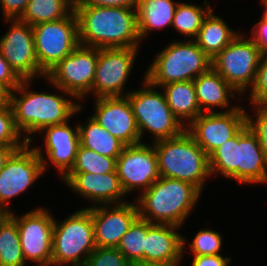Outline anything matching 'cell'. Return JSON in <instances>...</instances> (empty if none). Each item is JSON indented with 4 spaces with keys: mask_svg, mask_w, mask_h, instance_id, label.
Segmentation results:
<instances>
[{
    "mask_svg": "<svg viewBox=\"0 0 267 266\" xmlns=\"http://www.w3.org/2000/svg\"><path fill=\"white\" fill-rule=\"evenodd\" d=\"M10 92L0 84V106L9 104Z\"/></svg>",
    "mask_w": 267,
    "mask_h": 266,
    "instance_id": "44",
    "label": "cell"
},
{
    "mask_svg": "<svg viewBox=\"0 0 267 266\" xmlns=\"http://www.w3.org/2000/svg\"><path fill=\"white\" fill-rule=\"evenodd\" d=\"M231 257L223 255H200L193 256L191 266H229Z\"/></svg>",
    "mask_w": 267,
    "mask_h": 266,
    "instance_id": "42",
    "label": "cell"
},
{
    "mask_svg": "<svg viewBox=\"0 0 267 266\" xmlns=\"http://www.w3.org/2000/svg\"><path fill=\"white\" fill-rule=\"evenodd\" d=\"M80 145L93 150L106 157H118L125 145L104 127L99 125L92 117L87 123L79 125Z\"/></svg>",
    "mask_w": 267,
    "mask_h": 266,
    "instance_id": "27",
    "label": "cell"
},
{
    "mask_svg": "<svg viewBox=\"0 0 267 266\" xmlns=\"http://www.w3.org/2000/svg\"><path fill=\"white\" fill-rule=\"evenodd\" d=\"M63 181L74 192L87 201H93V206L113 205L124 202L125 194L117 172L95 174L87 172H68Z\"/></svg>",
    "mask_w": 267,
    "mask_h": 266,
    "instance_id": "20",
    "label": "cell"
},
{
    "mask_svg": "<svg viewBox=\"0 0 267 266\" xmlns=\"http://www.w3.org/2000/svg\"><path fill=\"white\" fill-rule=\"evenodd\" d=\"M29 0H0L3 19H19Z\"/></svg>",
    "mask_w": 267,
    "mask_h": 266,
    "instance_id": "39",
    "label": "cell"
},
{
    "mask_svg": "<svg viewBox=\"0 0 267 266\" xmlns=\"http://www.w3.org/2000/svg\"><path fill=\"white\" fill-rule=\"evenodd\" d=\"M239 32L231 29L222 17L211 10L204 18L194 41L212 59L230 44Z\"/></svg>",
    "mask_w": 267,
    "mask_h": 266,
    "instance_id": "26",
    "label": "cell"
},
{
    "mask_svg": "<svg viewBox=\"0 0 267 266\" xmlns=\"http://www.w3.org/2000/svg\"><path fill=\"white\" fill-rule=\"evenodd\" d=\"M143 88L129 91L133 114L140 133L141 142L146 131L152 134V142L179 136L186 130L169 108L164 93L143 77ZM145 132V133H144Z\"/></svg>",
    "mask_w": 267,
    "mask_h": 266,
    "instance_id": "8",
    "label": "cell"
},
{
    "mask_svg": "<svg viewBox=\"0 0 267 266\" xmlns=\"http://www.w3.org/2000/svg\"><path fill=\"white\" fill-rule=\"evenodd\" d=\"M73 10L74 3L70 0H29L19 20L34 26L42 22L63 19Z\"/></svg>",
    "mask_w": 267,
    "mask_h": 266,
    "instance_id": "28",
    "label": "cell"
},
{
    "mask_svg": "<svg viewBox=\"0 0 267 266\" xmlns=\"http://www.w3.org/2000/svg\"><path fill=\"white\" fill-rule=\"evenodd\" d=\"M263 9H264V12H263V15H262V20L267 22V0H261L260 1Z\"/></svg>",
    "mask_w": 267,
    "mask_h": 266,
    "instance_id": "47",
    "label": "cell"
},
{
    "mask_svg": "<svg viewBox=\"0 0 267 266\" xmlns=\"http://www.w3.org/2000/svg\"><path fill=\"white\" fill-rule=\"evenodd\" d=\"M193 82L196 99L202 113L216 112L213 109L217 107L224 110L227 109L226 112L239 107L238 105L229 106L232 104L229 103L231 102L229 98H235L236 94L240 96L239 92L213 68L206 73L200 74Z\"/></svg>",
    "mask_w": 267,
    "mask_h": 266,
    "instance_id": "23",
    "label": "cell"
},
{
    "mask_svg": "<svg viewBox=\"0 0 267 266\" xmlns=\"http://www.w3.org/2000/svg\"><path fill=\"white\" fill-rule=\"evenodd\" d=\"M152 143L160 177L186 181L203 191L211 176L209 157L186 130L179 136Z\"/></svg>",
    "mask_w": 267,
    "mask_h": 266,
    "instance_id": "5",
    "label": "cell"
},
{
    "mask_svg": "<svg viewBox=\"0 0 267 266\" xmlns=\"http://www.w3.org/2000/svg\"><path fill=\"white\" fill-rule=\"evenodd\" d=\"M79 42L103 48H140L137 10L117 7L74 6Z\"/></svg>",
    "mask_w": 267,
    "mask_h": 266,
    "instance_id": "2",
    "label": "cell"
},
{
    "mask_svg": "<svg viewBox=\"0 0 267 266\" xmlns=\"http://www.w3.org/2000/svg\"><path fill=\"white\" fill-rule=\"evenodd\" d=\"M11 216L16 220L21 250L25 262H36L38 266H51L54 220L45 208H36L23 216Z\"/></svg>",
    "mask_w": 267,
    "mask_h": 266,
    "instance_id": "13",
    "label": "cell"
},
{
    "mask_svg": "<svg viewBox=\"0 0 267 266\" xmlns=\"http://www.w3.org/2000/svg\"><path fill=\"white\" fill-rule=\"evenodd\" d=\"M246 125V110L239 106L231 111L201 113L186 131L209 156L223 142L234 137Z\"/></svg>",
    "mask_w": 267,
    "mask_h": 266,
    "instance_id": "17",
    "label": "cell"
},
{
    "mask_svg": "<svg viewBox=\"0 0 267 266\" xmlns=\"http://www.w3.org/2000/svg\"><path fill=\"white\" fill-rule=\"evenodd\" d=\"M24 146H0V171L5 166L10 156L17 150Z\"/></svg>",
    "mask_w": 267,
    "mask_h": 266,
    "instance_id": "43",
    "label": "cell"
},
{
    "mask_svg": "<svg viewBox=\"0 0 267 266\" xmlns=\"http://www.w3.org/2000/svg\"><path fill=\"white\" fill-rule=\"evenodd\" d=\"M32 28L39 68L45 74L80 44L74 10L63 19L38 23Z\"/></svg>",
    "mask_w": 267,
    "mask_h": 266,
    "instance_id": "10",
    "label": "cell"
},
{
    "mask_svg": "<svg viewBox=\"0 0 267 266\" xmlns=\"http://www.w3.org/2000/svg\"><path fill=\"white\" fill-rule=\"evenodd\" d=\"M250 39L256 44L263 55L267 54V22L262 19L252 28Z\"/></svg>",
    "mask_w": 267,
    "mask_h": 266,
    "instance_id": "41",
    "label": "cell"
},
{
    "mask_svg": "<svg viewBox=\"0 0 267 266\" xmlns=\"http://www.w3.org/2000/svg\"><path fill=\"white\" fill-rule=\"evenodd\" d=\"M204 6L179 2L173 17L172 27L178 33L194 40L202 26L204 18L212 10L210 3L205 0Z\"/></svg>",
    "mask_w": 267,
    "mask_h": 266,
    "instance_id": "29",
    "label": "cell"
},
{
    "mask_svg": "<svg viewBox=\"0 0 267 266\" xmlns=\"http://www.w3.org/2000/svg\"><path fill=\"white\" fill-rule=\"evenodd\" d=\"M262 56L250 37L239 33L212 58V68L241 95L253 87Z\"/></svg>",
    "mask_w": 267,
    "mask_h": 266,
    "instance_id": "9",
    "label": "cell"
},
{
    "mask_svg": "<svg viewBox=\"0 0 267 266\" xmlns=\"http://www.w3.org/2000/svg\"><path fill=\"white\" fill-rule=\"evenodd\" d=\"M11 22L6 34L0 38V52L22 80H34L46 74L39 68L35 51L33 28L19 19Z\"/></svg>",
    "mask_w": 267,
    "mask_h": 266,
    "instance_id": "14",
    "label": "cell"
},
{
    "mask_svg": "<svg viewBox=\"0 0 267 266\" xmlns=\"http://www.w3.org/2000/svg\"><path fill=\"white\" fill-rule=\"evenodd\" d=\"M178 265L181 264L157 263L150 261H139L131 264V266H178Z\"/></svg>",
    "mask_w": 267,
    "mask_h": 266,
    "instance_id": "45",
    "label": "cell"
},
{
    "mask_svg": "<svg viewBox=\"0 0 267 266\" xmlns=\"http://www.w3.org/2000/svg\"><path fill=\"white\" fill-rule=\"evenodd\" d=\"M94 107L91 117L125 146L141 143L128 96L95 98Z\"/></svg>",
    "mask_w": 267,
    "mask_h": 266,
    "instance_id": "18",
    "label": "cell"
},
{
    "mask_svg": "<svg viewBox=\"0 0 267 266\" xmlns=\"http://www.w3.org/2000/svg\"><path fill=\"white\" fill-rule=\"evenodd\" d=\"M16 220L10 216L0 228V266H26Z\"/></svg>",
    "mask_w": 267,
    "mask_h": 266,
    "instance_id": "30",
    "label": "cell"
},
{
    "mask_svg": "<svg viewBox=\"0 0 267 266\" xmlns=\"http://www.w3.org/2000/svg\"><path fill=\"white\" fill-rule=\"evenodd\" d=\"M41 132L46 133L42 137L47 159L63 178L73 167L80 145L78 125L74 129L68 122L50 125L42 128L39 133Z\"/></svg>",
    "mask_w": 267,
    "mask_h": 266,
    "instance_id": "22",
    "label": "cell"
},
{
    "mask_svg": "<svg viewBox=\"0 0 267 266\" xmlns=\"http://www.w3.org/2000/svg\"><path fill=\"white\" fill-rule=\"evenodd\" d=\"M32 81L22 80L20 85L10 92L9 100L14 114L15 125L22 135L25 133L24 139L29 144L33 139L31 135L46 126L69 122V118L83 108L82 104L74 102V100L71 101L72 98L76 99L73 95L55 85H53L54 88L64 94L57 95L55 93L29 91L28 87L32 84L30 83ZM66 96H70L71 99Z\"/></svg>",
    "mask_w": 267,
    "mask_h": 266,
    "instance_id": "1",
    "label": "cell"
},
{
    "mask_svg": "<svg viewBox=\"0 0 267 266\" xmlns=\"http://www.w3.org/2000/svg\"><path fill=\"white\" fill-rule=\"evenodd\" d=\"M173 40L155 57L144 78L157 88L172 82L193 81L212 68V59L194 40Z\"/></svg>",
    "mask_w": 267,
    "mask_h": 266,
    "instance_id": "6",
    "label": "cell"
},
{
    "mask_svg": "<svg viewBox=\"0 0 267 266\" xmlns=\"http://www.w3.org/2000/svg\"><path fill=\"white\" fill-rule=\"evenodd\" d=\"M118 157H106L79 145L76 159L69 172L105 174L116 171Z\"/></svg>",
    "mask_w": 267,
    "mask_h": 266,
    "instance_id": "32",
    "label": "cell"
},
{
    "mask_svg": "<svg viewBox=\"0 0 267 266\" xmlns=\"http://www.w3.org/2000/svg\"><path fill=\"white\" fill-rule=\"evenodd\" d=\"M27 143L17 149L0 171V207L10 208V200L27 191L30 186L46 172L48 162L44 151L39 147H30ZM46 161V162H45Z\"/></svg>",
    "mask_w": 267,
    "mask_h": 266,
    "instance_id": "12",
    "label": "cell"
},
{
    "mask_svg": "<svg viewBox=\"0 0 267 266\" xmlns=\"http://www.w3.org/2000/svg\"><path fill=\"white\" fill-rule=\"evenodd\" d=\"M98 54V48L79 44L46 73L45 79L81 102L92 93Z\"/></svg>",
    "mask_w": 267,
    "mask_h": 266,
    "instance_id": "11",
    "label": "cell"
},
{
    "mask_svg": "<svg viewBox=\"0 0 267 266\" xmlns=\"http://www.w3.org/2000/svg\"><path fill=\"white\" fill-rule=\"evenodd\" d=\"M222 242V235L218 231L207 228L199 230L188 247L193 256L219 255Z\"/></svg>",
    "mask_w": 267,
    "mask_h": 266,
    "instance_id": "34",
    "label": "cell"
},
{
    "mask_svg": "<svg viewBox=\"0 0 267 266\" xmlns=\"http://www.w3.org/2000/svg\"><path fill=\"white\" fill-rule=\"evenodd\" d=\"M208 157L211 175L220 173L240 184H267V160L247 125Z\"/></svg>",
    "mask_w": 267,
    "mask_h": 266,
    "instance_id": "3",
    "label": "cell"
},
{
    "mask_svg": "<svg viewBox=\"0 0 267 266\" xmlns=\"http://www.w3.org/2000/svg\"><path fill=\"white\" fill-rule=\"evenodd\" d=\"M138 0H78L74 6H93V7H117V8H137Z\"/></svg>",
    "mask_w": 267,
    "mask_h": 266,
    "instance_id": "40",
    "label": "cell"
},
{
    "mask_svg": "<svg viewBox=\"0 0 267 266\" xmlns=\"http://www.w3.org/2000/svg\"><path fill=\"white\" fill-rule=\"evenodd\" d=\"M96 205L91 207L96 247L117 248L122 236L139 217L135 203ZM110 206V207H109ZM113 206V207H112Z\"/></svg>",
    "mask_w": 267,
    "mask_h": 266,
    "instance_id": "19",
    "label": "cell"
},
{
    "mask_svg": "<svg viewBox=\"0 0 267 266\" xmlns=\"http://www.w3.org/2000/svg\"><path fill=\"white\" fill-rule=\"evenodd\" d=\"M255 118L246 113V125L258 138L260 148L267 160V105L253 104ZM256 119V120H255Z\"/></svg>",
    "mask_w": 267,
    "mask_h": 266,
    "instance_id": "36",
    "label": "cell"
},
{
    "mask_svg": "<svg viewBox=\"0 0 267 266\" xmlns=\"http://www.w3.org/2000/svg\"><path fill=\"white\" fill-rule=\"evenodd\" d=\"M159 88L163 89L169 108L183 125H189L202 113L196 99L193 81L172 82Z\"/></svg>",
    "mask_w": 267,
    "mask_h": 266,
    "instance_id": "25",
    "label": "cell"
},
{
    "mask_svg": "<svg viewBox=\"0 0 267 266\" xmlns=\"http://www.w3.org/2000/svg\"><path fill=\"white\" fill-rule=\"evenodd\" d=\"M251 104L267 105V54L263 55L258 66L256 81L249 91Z\"/></svg>",
    "mask_w": 267,
    "mask_h": 266,
    "instance_id": "37",
    "label": "cell"
},
{
    "mask_svg": "<svg viewBox=\"0 0 267 266\" xmlns=\"http://www.w3.org/2000/svg\"><path fill=\"white\" fill-rule=\"evenodd\" d=\"M70 1H72L73 3H77L78 0H70Z\"/></svg>",
    "mask_w": 267,
    "mask_h": 266,
    "instance_id": "48",
    "label": "cell"
},
{
    "mask_svg": "<svg viewBox=\"0 0 267 266\" xmlns=\"http://www.w3.org/2000/svg\"><path fill=\"white\" fill-rule=\"evenodd\" d=\"M116 172L126 195L138 189L146 191L160 178L153 143L125 146L117 158Z\"/></svg>",
    "mask_w": 267,
    "mask_h": 266,
    "instance_id": "16",
    "label": "cell"
},
{
    "mask_svg": "<svg viewBox=\"0 0 267 266\" xmlns=\"http://www.w3.org/2000/svg\"><path fill=\"white\" fill-rule=\"evenodd\" d=\"M138 48L99 49L92 94L96 98L127 96L123 88L130 76ZM125 92V94H123Z\"/></svg>",
    "mask_w": 267,
    "mask_h": 266,
    "instance_id": "15",
    "label": "cell"
},
{
    "mask_svg": "<svg viewBox=\"0 0 267 266\" xmlns=\"http://www.w3.org/2000/svg\"><path fill=\"white\" fill-rule=\"evenodd\" d=\"M84 266H131V263L117 248L96 247Z\"/></svg>",
    "mask_w": 267,
    "mask_h": 266,
    "instance_id": "35",
    "label": "cell"
},
{
    "mask_svg": "<svg viewBox=\"0 0 267 266\" xmlns=\"http://www.w3.org/2000/svg\"><path fill=\"white\" fill-rule=\"evenodd\" d=\"M96 249L91 206L58 223L54 220L51 266H84Z\"/></svg>",
    "mask_w": 267,
    "mask_h": 266,
    "instance_id": "7",
    "label": "cell"
},
{
    "mask_svg": "<svg viewBox=\"0 0 267 266\" xmlns=\"http://www.w3.org/2000/svg\"><path fill=\"white\" fill-rule=\"evenodd\" d=\"M22 138L10 103L0 106V146H25L28 142Z\"/></svg>",
    "mask_w": 267,
    "mask_h": 266,
    "instance_id": "33",
    "label": "cell"
},
{
    "mask_svg": "<svg viewBox=\"0 0 267 266\" xmlns=\"http://www.w3.org/2000/svg\"><path fill=\"white\" fill-rule=\"evenodd\" d=\"M11 214V210L0 207V228L4 224V222L11 216Z\"/></svg>",
    "mask_w": 267,
    "mask_h": 266,
    "instance_id": "46",
    "label": "cell"
},
{
    "mask_svg": "<svg viewBox=\"0 0 267 266\" xmlns=\"http://www.w3.org/2000/svg\"><path fill=\"white\" fill-rule=\"evenodd\" d=\"M178 3L173 0H138L136 10L140 40L154 29L171 27Z\"/></svg>",
    "mask_w": 267,
    "mask_h": 266,
    "instance_id": "24",
    "label": "cell"
},
{
    "mask_svg": "<svg viewBox=\"0 0 267 266\" xmlns=\"http://www.w3.org/2000/svg\"><path fill=\"white\" fill-rule=\"evenodd\" d=\"M22 79L10 67L9 63L4 59L0 52V84H2L9 92H12L20 85Z\"/></svg>",
    "mask_w": 267,
    "mask_h": 266,
    "instance_id": "38",
    "label": "cell"
},
{
    "mask_svg": "<svg viewBox=\"0 0 267 266\" xmlns=\"http://www.w3.org/2000/svg\"><path fill=\"white\" fill-rule=\"evenodd\" d=\"M201 191L189 182L160 177L136 199L139 218L182 227Z\"/></svg>",
    "mask_w": 267,
    "mask_h": 266,
    "instance_id": "4",
    "label": "cell"
},
{
    "mask_svg": "<svg viewBox=\"0 0 267 266\" xmlns=\"http://www.w3.org/2000/svg\"><path fill=\"white\" fill-rule=\"evenodd\" d=\"M146 220L137 218L122 236L117 249L132 264L144 261Z\"/></svg>",
    "mask_w": 267,
    "mask_h": 266,
    "instance_id": "31",
    "label": "cell"
},
{
    "mask_svg": "<svg viewBox=\"0 0 267 266\" xmlns=\"http://www.w3.org/2000/svg\"><path fill=\"white\" fill-rule=\"evenodd\" d=\"M179 226L146 221L144 261L181 264L186 239L178 233Z\"/></svg>",
    "mask_w": 267,
    "mask_h": 266,
    "instance_id": "21",
    "label": "cell"
}]
</instances>
